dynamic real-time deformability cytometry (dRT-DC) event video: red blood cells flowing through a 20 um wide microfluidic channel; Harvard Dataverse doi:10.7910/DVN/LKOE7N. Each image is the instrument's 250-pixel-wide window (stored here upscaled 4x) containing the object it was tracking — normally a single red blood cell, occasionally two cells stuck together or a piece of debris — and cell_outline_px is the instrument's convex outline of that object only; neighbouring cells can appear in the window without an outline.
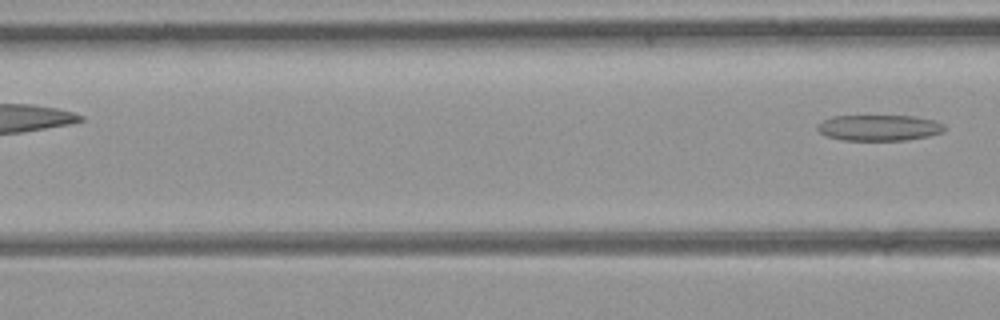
{"species": "common noctule bat (a hibernating species)", "species_latin": "Nyctalus noctula", "temperature_condition": "room temperature", "stored_images_in_passage": 5, "camera_frame_rate_fps": 3000, "um_per_image_px": 0.085, "animal": {"sex": "female", "body_mass_g": 21.9}, "frame": {"image": 1, "passage_image": 5, "time_ms": 1.333, "image_size_px": [1000, 320], "cell_outline_px": [[948, 128], [944, 132], [928, 136], [908, 140], [840, 140], [824, 136], [816, 128], [816, 124], [832, 116], [912, 116], [932, 120], [944, 124]], "centroid_in_image_um": [74.71, 10.87], "position_along_channel_um": 91.9, "area_um2": 19.36}}